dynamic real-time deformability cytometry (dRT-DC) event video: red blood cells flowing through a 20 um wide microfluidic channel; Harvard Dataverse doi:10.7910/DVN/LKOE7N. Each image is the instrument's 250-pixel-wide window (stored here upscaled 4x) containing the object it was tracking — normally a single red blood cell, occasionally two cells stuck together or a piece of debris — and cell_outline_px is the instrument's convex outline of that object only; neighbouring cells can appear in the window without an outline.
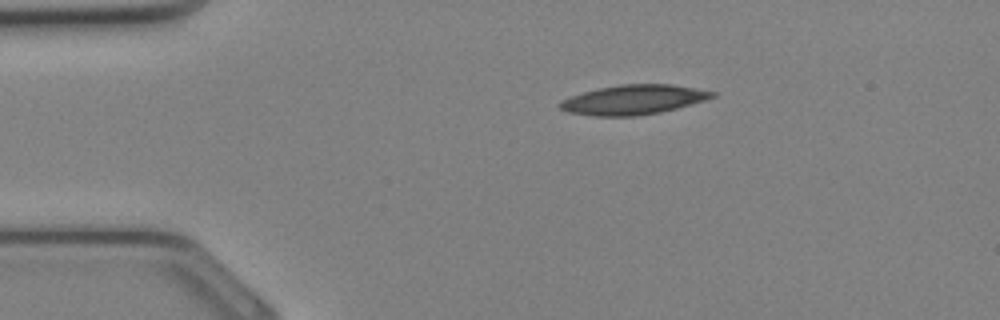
{"species": "Egyptian fruit bat (a non-hibernating species)", "species_latin": "Rousettus aegyptiacus", "temperature_condition": "cold", "stored_images_in_passage": 17, "camera_frame_rate_fps": 3000, "um_per_image_px": 0.085, "animal": {"sex": "female"}, "frame": {"image": 1, "passage_image": 1, "time_ms": 0.0, "image_size_px": [1000, 320], "cell_outline_px": [[716, 96], [704, 100], [676, 108], [660, 112], [632, 116], [596, 116], [568, 112], [560, 108], [556, 104], [560, 100], [596, 88], [620, 84], [672, 84], [716, 92]], "centroid_in_image_um": [53.8, 8.47], "position_along_channel_um": 31.2, "area_um2": 26.13}}
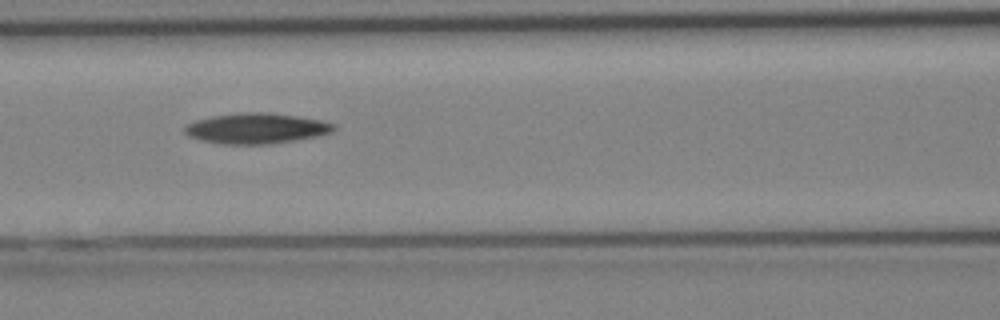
{"frame": {"image": 2, "passage_image": 9, "time_ms": 2.667, "image_size_px": [1000, 320], "cell_outline_px": [[336, 128], [332, 132], [320, 136], [296, 140], [268, 144], [224, 144], [204, 140], [188, 136], [184, 132], [184, 128], [188, 124], [196, 120], [212, 116], [244, 112], [268, 112], [296, 116], [320, 120], [336, 124]], "centroid_in_image_um": [21.83, 10.91], "position_along_channel_um": 144.8, "area_um2": 26.41}}
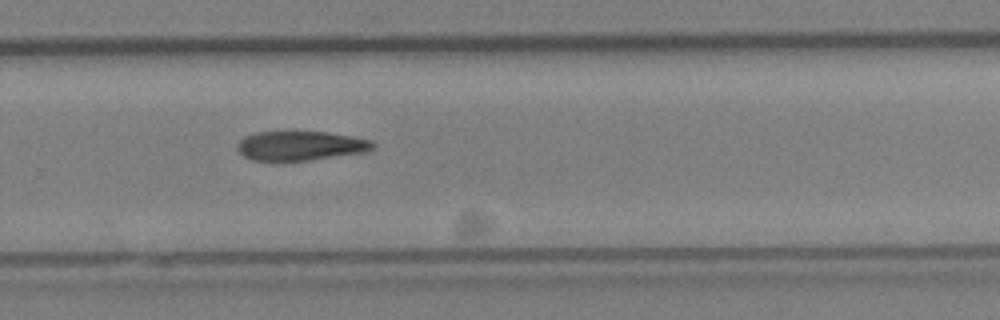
{"frame": {"image": 3, "passage_image": 17, "time_ms": 5.333, "image_size_px": [1000, 320], "cell_outline_px": [[376, 144], [372, 148], [364, 152], [308, 160], [252, 160], [244, 156], [236, 148], [236, 144], [244, 136], [256, 132], [324, 132], [352, 136], [372, 140]], "centroid_in_image_um": [25.52, 12.38], "position_along_channel_um": 304.3, "area_um2": 22.95}}